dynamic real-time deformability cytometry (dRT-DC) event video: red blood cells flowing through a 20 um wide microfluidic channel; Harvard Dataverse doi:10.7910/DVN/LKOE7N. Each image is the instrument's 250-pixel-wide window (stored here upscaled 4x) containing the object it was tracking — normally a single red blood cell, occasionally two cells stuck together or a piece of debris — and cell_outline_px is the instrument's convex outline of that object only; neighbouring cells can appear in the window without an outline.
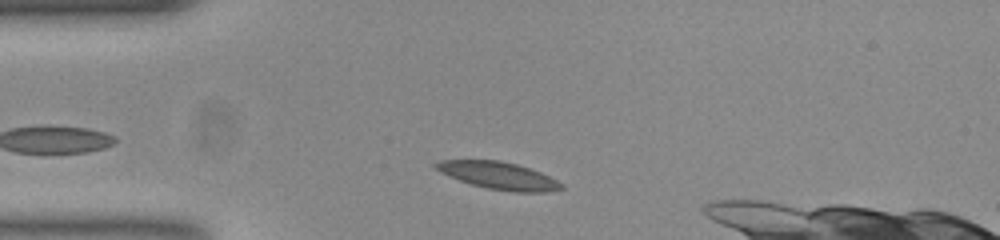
{"species": "common noctule bat (a hibernating species)", "species_latin": "Nyctalus noctula", "temperature_condition": "room temperature", "stored_images_in_passage": 34, "camera_frame_rate_fps": 3000, "um_per_image_px": 0.085, "animal": {"sex": "female", "body_mass_g": 23.0, "forearm_length_mm": 53.4}, "frame": {"image": 1, "passage_image": 5, "time_ms": 1.333, "image_size_px": [1000, 240], "cell_outline_px": [[564, 188], [544, 192], [516, 192], [488, 188], [472, 184], [460, 180], [440, 172], [432, 164], [440, 160], [500, 160], [516, 164], [540, 172], [564, 184]], "centroid_in_image_um": [42.38, 14.92], "position_along_channel_um": 42.6, "area_um2": 19.71}}
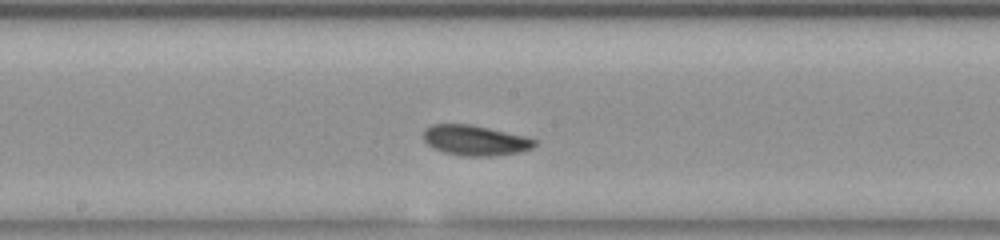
{"frame": {"image": 2, "passage_image": 20, "time_ms": 6.333, "image_size_px": [1000, 240], "cell_outline_px": [[536, 144], [532, 148], [520, 152], [492, 156], [464, 156], [444, 152], [428, 144], [424, 140], [424, 128], [432, 124], [472, 124], [528, 136], [536, 140]], "centroid_in_image_um": [40.42, 11.92], "position_along_channel_um": 207.8, "area_um2": 19.71}}
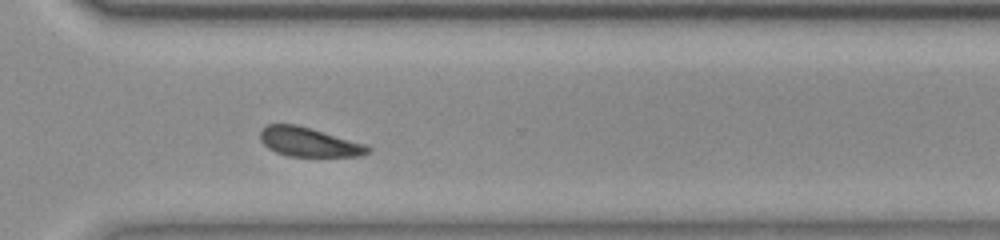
{"frame": {"image": 3, "passage_image": 31, "time_ms": 10.0, "image_size_px": [1000, 240], "cell_outline_px": [[372, 148], [368, 152], [360, 156], [288, 156], [276, 152], [268, 148], [260, 140], [260, 128], [268, 124], [296, 124], [312, 128], [368, 144]], "centroid_in_image_um": [26.27, 12.06], "position_along_channel_um": 344.3, "area_um2": 18.55}, "authors_computed_cell_mechanics": {"area_um2": 19.4786, "velocity_mm_per_s": 3.7213, "shape_relaxation_time_tau1_ms": 5.4397, "shape_relaxation_time_tau2_ms": 4.9126, "deformation_change_tau1": 0.104, "deformation_change_tau2": 0.0929}}